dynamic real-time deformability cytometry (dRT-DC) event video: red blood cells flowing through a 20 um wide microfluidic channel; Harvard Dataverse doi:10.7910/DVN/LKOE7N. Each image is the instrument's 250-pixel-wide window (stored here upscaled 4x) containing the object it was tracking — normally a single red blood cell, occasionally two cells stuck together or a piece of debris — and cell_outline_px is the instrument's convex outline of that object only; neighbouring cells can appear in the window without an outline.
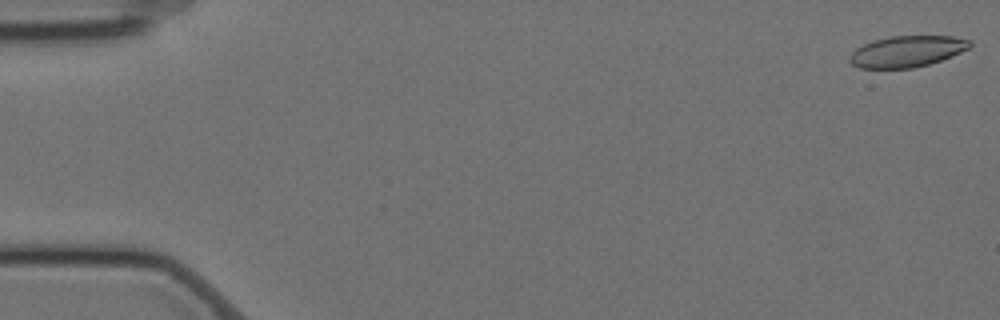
{"species": "Egyptian fruit bat (a non-hibernating species)", "species_latin": "Rousettus aegyptiacus", "temperature_condition": "cold", "stored_images_in_passage": 58, "camera_frame_rate_fps": 3000, "um_per_image_px": 0.085, "animal": {"sex": "female"}, "frame": {"image": 1, "passage_image": 1, "time_ms": 0.0, "image_size_px": [1000, 320], "cell_outline_px": [[972, 44], [968, 48], [952, 56], [928, 64], [912, 68], [860, 68], [852, 64], [848, 60], [848, 56], [856, 48], [872, 40], [892, 36], [952, 36], [972, 40]], "centroid_in_image_um": [77.07, 4.36], "position_along_channel_um": 7.9, "area_um2": 21.85}}
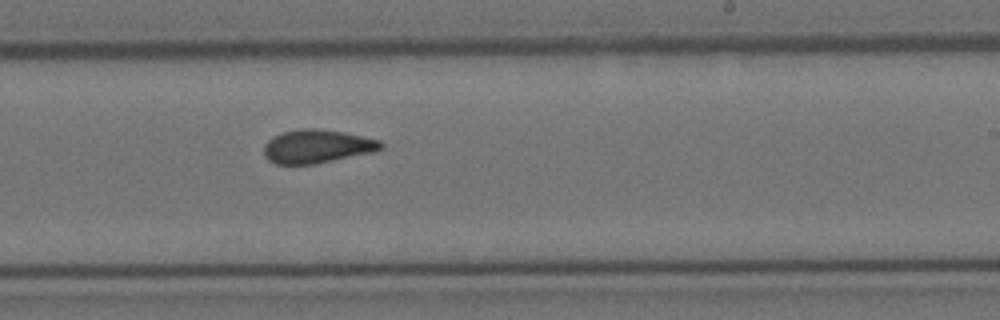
{"frame": {"image": 2, "passage_image": 35, "time_ms": 11.333, "image_size_px": [1000, 320], "cell_outline_px": [[384, 148], [372, 152], [316, 164], [276, 164], [268, 160], [264, 156], [264, 144], [272, 136], [284, 132], [304, 128], [316, 128], [344, 132], [380, 140], [384, 144]], "centroid_in_image_um": [26.94, 12.44], "position_along_channel_um": 262.1, "area_um2": 22.89}}
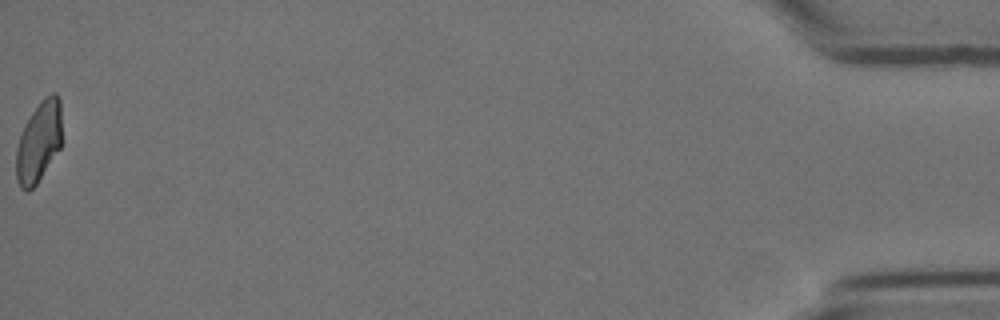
{"frame": {"image": 3, "passage_image": 58, "time_ms": 19.0, "image_size_px": [1000, 320], "cell_outline_px": [[60, 148], [36, 184], [28, 192], [24, 192], [20, 188], [16, 180], [16, 148], [24, 124], [40, 100], [44, 96], [52, 92], [56, 92], [60, 100]], "centroid_in_image_um": [3.27, 12.06], "position_along_channel_um": 431.9, "area_um2": 21.5}, "authors_computed_cell_mechanics": {"area_um2": 22.7443, "velocity_mm_per_s": 3.5061, "shape_relaxation_time_tau1_ms": null, "shape_relaxation_time_tau2_ms": 2.067, "deformation_change_tau1": null, "deformation_change_tau2": 0.0759}}